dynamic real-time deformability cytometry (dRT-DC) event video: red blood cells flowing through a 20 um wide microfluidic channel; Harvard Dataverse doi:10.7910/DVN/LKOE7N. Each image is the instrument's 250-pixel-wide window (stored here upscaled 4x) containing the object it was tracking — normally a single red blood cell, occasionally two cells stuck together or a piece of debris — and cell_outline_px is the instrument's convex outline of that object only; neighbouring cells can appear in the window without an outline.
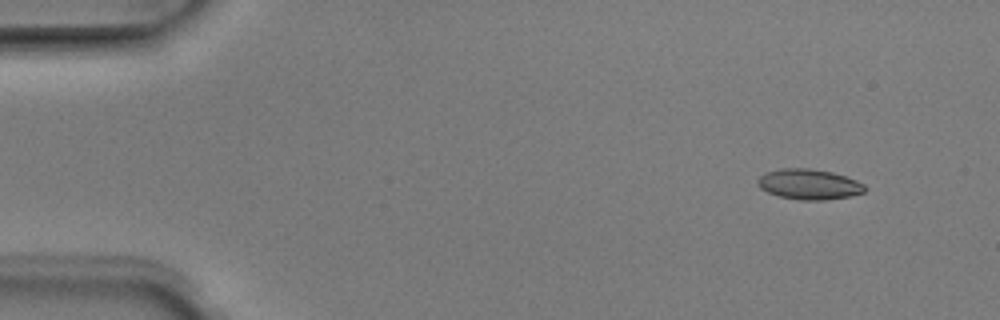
{"species": "Egyptian fruit bat (a non-hibernating species)", "species_latin": "Rousettus aegyptiacus", "temperature_condition": "room temperature", "stored_images_in_passage": 4, "camera_frame_rate_fps": 3000, "um_per_image_px": 0.085, "animal": {"sex": "male"}, "frame": {"image": 1, "passage_image": 1, "time_ms": 0.0, "image_size_px": [1000, 320], "cell_outline_px": [[868, 188], [864, 192], [848, 196], [824, 200], [800, 200], [780, 196], [768, 192], [760, 188], [756, 184], [756, 180], [760, 176], [768, 172], [780, 168], [808, 168], [832, 172], [856, 180], [864, 184]], "centroid_in_image_um": [68.76, 15.66], "position_along_channel_um": 16.2, "area_um2": 18.9}}